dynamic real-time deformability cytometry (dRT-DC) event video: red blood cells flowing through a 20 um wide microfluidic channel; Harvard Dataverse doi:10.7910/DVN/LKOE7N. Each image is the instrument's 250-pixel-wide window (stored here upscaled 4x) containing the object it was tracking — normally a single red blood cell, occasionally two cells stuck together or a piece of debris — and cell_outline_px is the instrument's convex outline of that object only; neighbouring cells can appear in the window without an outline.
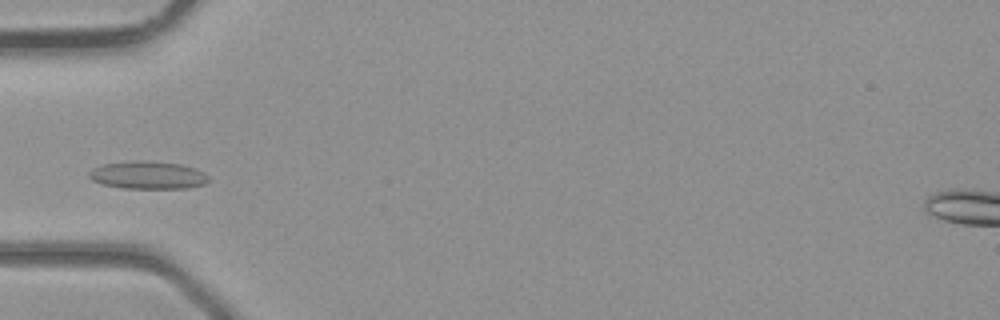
{"species": "common noctule bat (a hibernating species)", "species_latin": "Nyctalus noctula", "temperature_condition": "room temperature", "stored_images_in_passage": 35, "camera_frame_rate_fps": 3000, "um_per_image_px": 0.085, "animal": {"sex": "male", "body_mass_g": 23.1, "forearm_length_mm": 52.7}, "frame": {"image": 1, "passage_image": 9, "time_ms": 2.667, "image_size_px": [1000, 320], "cell_outline_px": [[208, 180], [204, 184], [188, 188], [120, 188], [100, 184], [92, 180], [88, 176], [88, 172], [92, 168], [104, 164], [132, 160], [144, 160], [180, 164], [196, 168], [204, 172], [208, 176]], "centroid_in_image_um": [12.54, 14.88], "position_along_channel_um": 72.5, "area_um2": 19.54}}
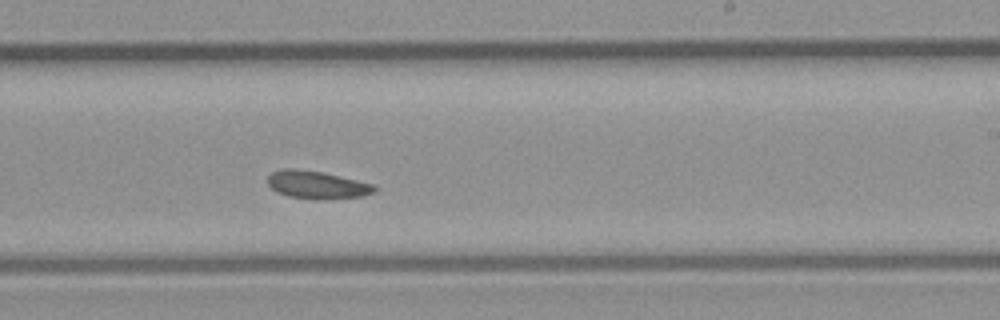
{"frame": {"image": 2, "passage_image": 20, "time_ms": 6.333, "image_size_px": [1000, 320], "cell_outline_px": [[376, 192], [360, 196], [316, 200], [288, 196], [276, 192], [268, 184], [268, 176], [272, 172], [284, 168], [296, 168], [324, 172], [372, 184], [376, 188]], "centroid_in_image_um": [26.9, 15.7], "position_along_channel_um": 262.1, "area_um2": 17.28}}
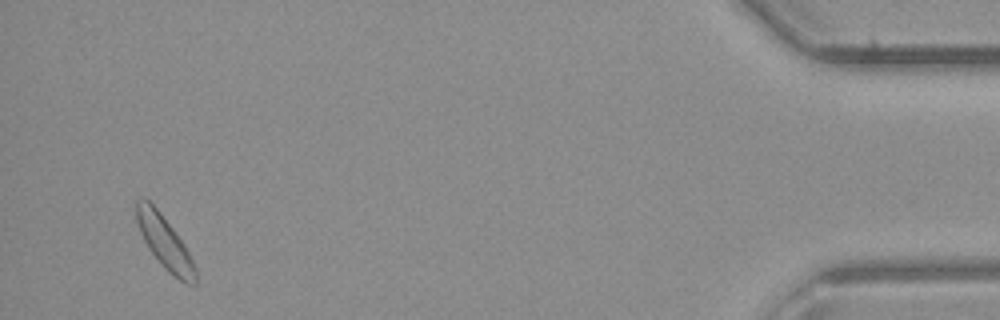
{"frame": {"image": 3, "passage_image": 34, "time_ms": 11.0, "image_size_px": [1000, 320], "cell_outline_px": [[196, 284], [184, 284], [168, 272], [164, 268], [148, 248], [140, 232], [136, 220], [136, 200], [148, 200], [160, 212], [176, 232], [184, 244], [196, 268]], "centroid_in_image_um": [14.01, 20.64], "position_along_channel_um": 421.2, "area_um2": 17.98}}